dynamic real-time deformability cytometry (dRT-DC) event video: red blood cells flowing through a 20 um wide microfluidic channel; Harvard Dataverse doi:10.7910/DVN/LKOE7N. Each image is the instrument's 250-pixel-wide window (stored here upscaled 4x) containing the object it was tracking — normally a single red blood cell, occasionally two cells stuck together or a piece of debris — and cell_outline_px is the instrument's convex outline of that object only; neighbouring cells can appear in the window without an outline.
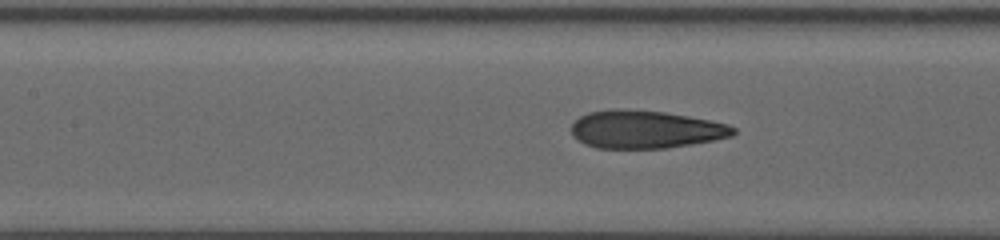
{"species": "human", "species_latin": "Homo sapiens", "temperature_condition": "warm", "stored_images_in_passage": 45, "camera_frame_rate_fps": 3000, "um_per_image_px": 0.085, "donor": {"sex": "female"}, "frame": {"image": 1, "passage_image": 23, "time_ms": 9.0, "image_size_px": [1000, 240], "cell_outline_px": [[736, 132], [732, 136], [692, 144], [668, 148], [596, 148], [584, 144], [572, 136], [572, 124], [580, 116], [588, 112], [608, 108], [620, 108], [664, 112], [688, 116], [728, 124], [736, 128]], "centroid_in_image_um": [54.83, 10.99], "position_along_channel_um": 152.6, "area_um2": 35.95}}
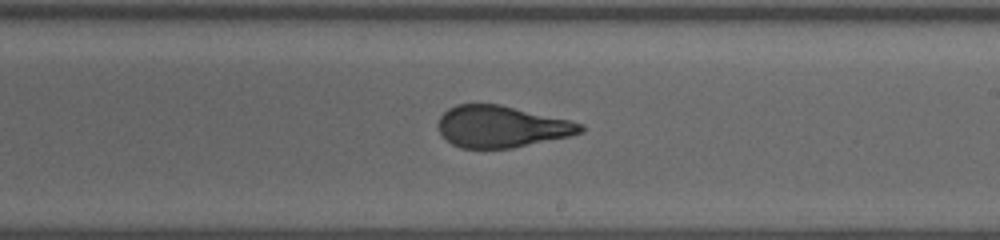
{"frame": {"image": 2, "passage_image": 32, "time_ms": 12.0, "image_size_px": [1000, 240], "cell_outline_px": [[584, 132], [568, 136], [512, 148], [460, 148], [452, 144], [440, 132], [440, 116], [448, 108], [456, 104], [500, 104], [568, 120], [584, 124]], "centroid_in_image_um": [42.63, 10.76], "position_along_channel_um": 246.4, "area_um2": 34.16}}
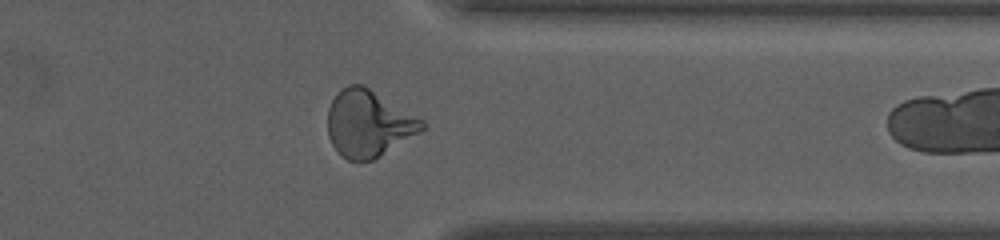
{"frame": {"image": 3, "passage_image": 44, "time_ms": 16.333, "image_size_px": [1000, 240], "cell_outline_px": [[424, 128], [372, 160], [360, 164], [348, 160], [332, 144], [328, 136], [328, 108], [332, 100], [348, 84], [360, 84], [368, 88], [424, 120]], "centroid_in_image_um": [31.28, 10.52], "position_along_channel_um": 380.1, "area_um2": 35.84}}